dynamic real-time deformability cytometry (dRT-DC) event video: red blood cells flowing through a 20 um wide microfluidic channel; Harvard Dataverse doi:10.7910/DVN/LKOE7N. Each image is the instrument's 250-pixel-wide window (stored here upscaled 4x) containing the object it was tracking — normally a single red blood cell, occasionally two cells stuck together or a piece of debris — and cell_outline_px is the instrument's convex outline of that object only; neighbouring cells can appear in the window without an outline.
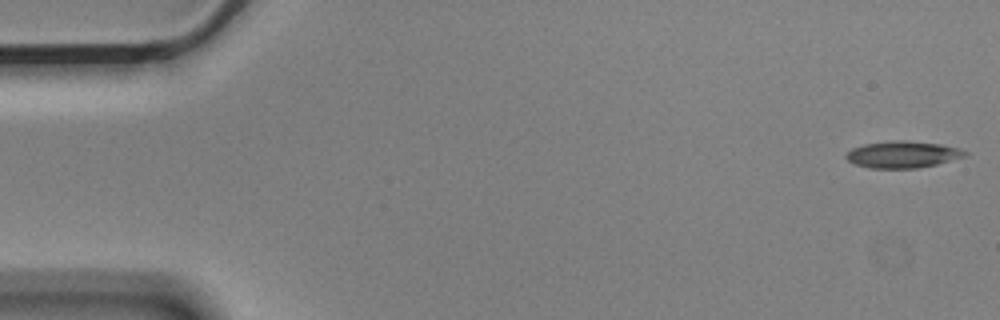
{"species": "Egyptian fruit bat (a non-hibernating species)", "species_latin": "Rousettus aegyptiacus", "temperature_condition": "cold", "stored_images_in_passage": 5, "camera_frame_rate_fps": 3000, "um_per_image_px": 0.085, "animal": {"sex": "male"}, "frame": {"image": 1, "passage_image": 1, "time_ms": 0.0, "image_size_px": [1000, 320], "cell_outline_px": [[968, 152], [964, 156], [936, 164], [916, 168], [868, 168], [856, 164], [848, 160], [844, 156], [852, 148], [864, 144], [892, 140], [904, 140], [940, 144], [960, 148]], "centroid_in_image_um": [76.7, 13.12], "position_along_channel_um": 8.3, "area_um2": 18.38}}
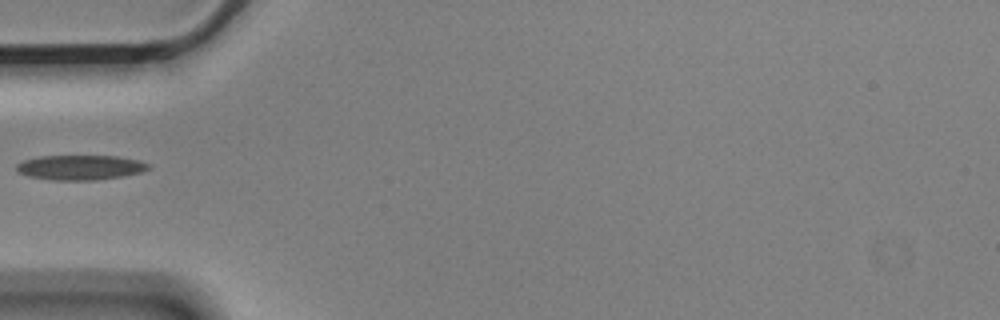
{"frame": {"image": 2, "passage_image": 5, "time_ms": 1.333, "image_size_px": [1000, 320], "cell_outline_px": [[152, 168], [140, 172], [120, 176], [92, 180], [52, 180], [28, 176], [16, 172], [16, 164], [24, 160], [40, 156], [116, 156], [140, 160], [152, 164]], "centroid_in_image_um": [6.83, 14.22], "position_along_channel_um": 78.2, "area_um2": 19.13}}